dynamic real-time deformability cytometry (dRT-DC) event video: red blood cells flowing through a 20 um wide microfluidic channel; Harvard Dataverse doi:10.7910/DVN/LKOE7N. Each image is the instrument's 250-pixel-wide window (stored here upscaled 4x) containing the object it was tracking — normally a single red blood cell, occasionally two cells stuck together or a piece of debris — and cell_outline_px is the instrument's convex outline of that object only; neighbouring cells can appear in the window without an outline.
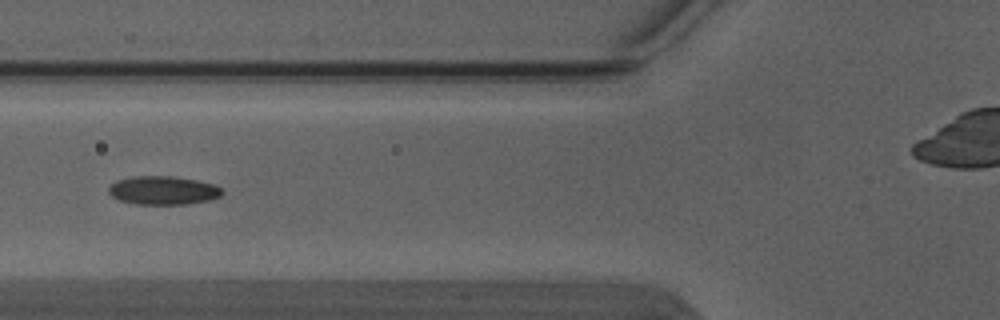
{"species": "Egyptian fruit bat (a non-hibernating species)", "species_latin": "Rousettus aegyptiacus", "temperature_condition": "warm", "stored_images_in_passage": 5, "camera_frame_rate_fps": 3000, "um_per_image_px": 0.085, "animal": {"sex": "male"}, "frame": {"image": 1, "passage_image": 5, "time_ms": 1.333, "image_size_px": [1000, 320], "cell_outline_px": [[224, 192], [220, 196], [208, 200], [188, 204], [136, 204], [120, 200], [112, 196], [108, 192], [108, 188], [116, 180], [132, 176], [172, 176], [196, 180], [216, 184]], "centroid_in_image_um": [13.87, 16.17], "position_along_channel_um": 111.9, "area_um2": 18.9}}